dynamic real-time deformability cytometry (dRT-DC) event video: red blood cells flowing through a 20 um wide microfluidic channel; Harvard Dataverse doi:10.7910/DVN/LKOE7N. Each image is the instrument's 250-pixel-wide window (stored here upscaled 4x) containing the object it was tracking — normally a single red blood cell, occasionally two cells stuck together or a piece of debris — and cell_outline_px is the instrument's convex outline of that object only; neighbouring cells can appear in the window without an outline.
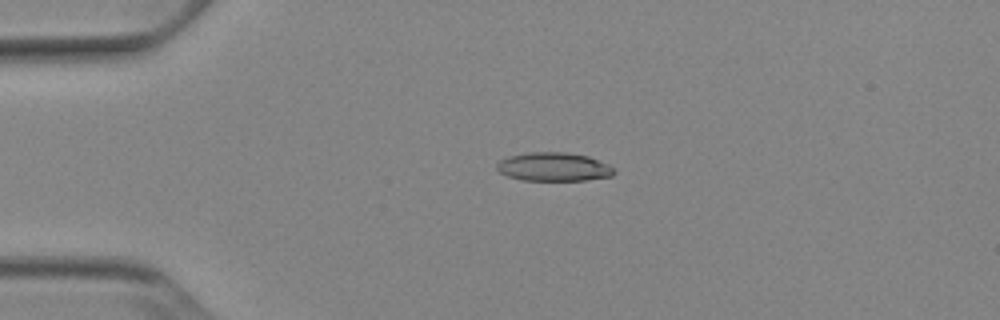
{"species": "Egyptian fruit bat (a non-hibernating species)", "species_latin": "Rousettus aegyptiacus", "temperature_condition": "cold", "stored_images_in_passage": 41, "camera_frame_rate_fps": 3000, "um_per_image_px": 0.085, "animal": {"sex": "female"}, "frame": {"image": 1, "passage_image": 1, "time_ms": 0.0, "image_size_px": [1000, 320], "cell_outline_px": [[616, 172], [612, 176], [584, 180], [520, 180], [508, 176], [500, 172], [496, 168], [496, 164], [500, 160], [508, 156], [528, 152], [564, 152], [588, 156], [608, 164], [616, 168]], "centroid_in_image_um": [47.07, 14.18], "position_along_channel_um": 37.9, "area_um2": 19.65}}
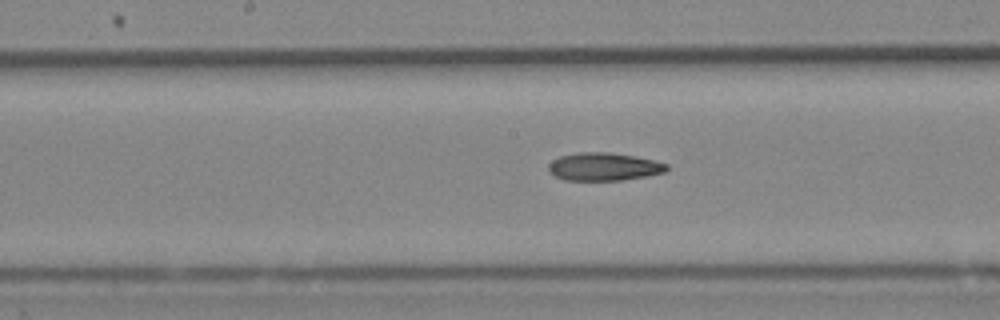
{"frame": {"image": 2, "passage_image": 16, "time_ms": 5.0, "image_size_px": [1000, 320], "cell_outline_px": [[668, 168], [664, 172], [648, 176], [620, 180], [564, 180], [548, 172], [548, 164], [552, 160], [560, 156], [576, 152], [608, 152], [636, 156], [668, 164]], "centroid_in_image_um": [51.3, 14.16], "position_along_channel_um": 196.9, "area_um2": 19.31}}
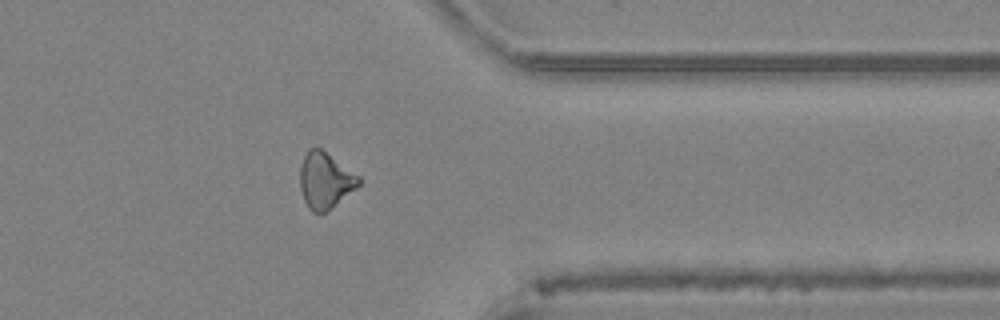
{"frame": {"image": 3, "passage_image": 31, "time_ms": 10.0, "image_size_px": [1000, 320], "cell_outline_px": [[360, 184], [356, 188], [324, 212], [312, 212], [308, 208], [304, 200], [300, 188], [300, 168], [304, 156], [312, 148], [320, 148], [360, 176]], "centroid_in_image_um": [27.63, 15.33], "position_along_channel_um": 383.8, "area_um2": 18.73}}